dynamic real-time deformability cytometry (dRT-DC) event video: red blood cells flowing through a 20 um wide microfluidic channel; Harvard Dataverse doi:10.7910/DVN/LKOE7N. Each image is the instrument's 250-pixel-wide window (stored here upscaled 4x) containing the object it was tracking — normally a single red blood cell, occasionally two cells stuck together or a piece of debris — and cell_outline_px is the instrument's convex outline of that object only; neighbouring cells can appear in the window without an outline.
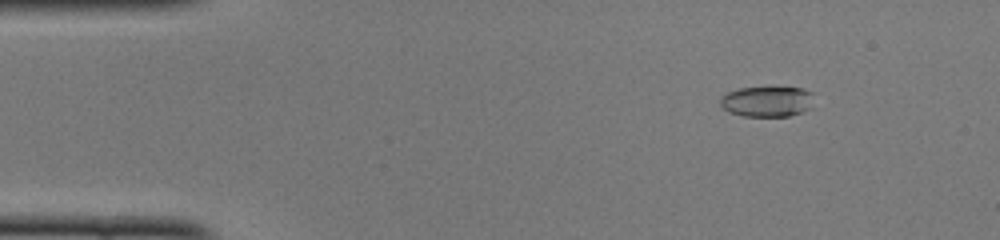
{"species": "common noctule bat (a hibernating species)", "species_latin": "Nyctalus noctula", "temperature_condition": "cold", "stored_images_in_passage": 35, "camera_frame_rate_fps": 3000, "um_per_image_px": 0.085, "animal": {"sex": "female", "body_mass_g": 22.0, "forearm_length_mm": 56.7}, "frame": {"image": 1, "passage_image": 1, "time_ms": 0.0, "image_size_px": [1000, 240], "cell_outline_px": [[812, 108], [788, 116], [744, 116], [728, 112], [720, 104], [720, 100], [728, 92], [740, 88], [804, 88], [812, 92]], "centroid_in_image_um": [65.22, 8.63], "position_along_channel_um": 19.8, "area_um2": 16.47}}
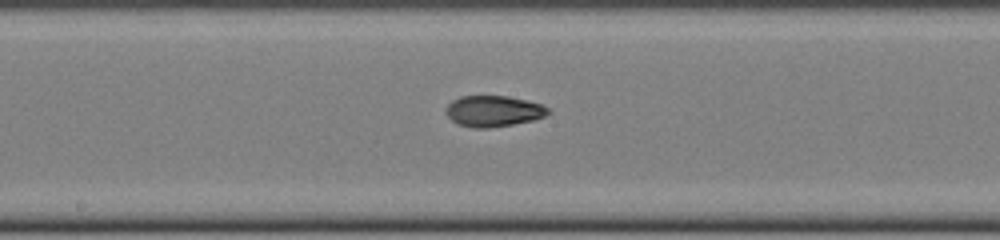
{"frame": {"image": 2, "passage_image": 21, "time_ms": 6.667, "image_size_px": [1000, 240], "cell_outline_px": [[552, 112], [544, 116], [532, 120], [512, 124], [488, 128], [472, 128], [456, 124], [444, 112], [444, 108], [452, 100], [460, 96], [508, 96], [528, 100], [540, 104], [548, 108]], "centroid_in_image_um": [41.9, 9.44], "position_along_channel_um": 206.3, "area_um2": 18.61}}
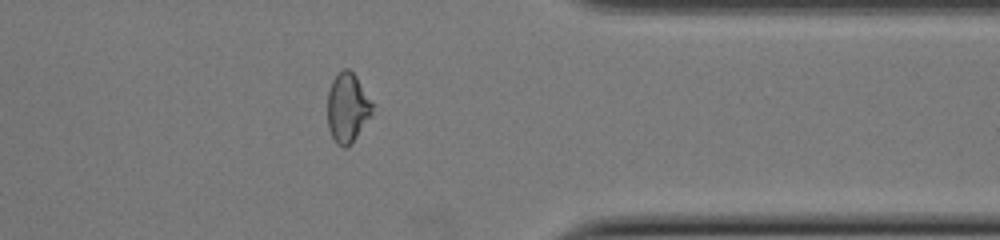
{"frame": {"image": 3, "passage_image": 35, "time_ms": 11.333, "image_size_px": [1000, 240], "cell_outline_px": [[376, 104], [372, 116], [352, 144], [348, 148], [344, 148], [336, 144], [328, 128], [328, 92], [332, 80], [344, 68], [348, 68], [356, 76]], "centroid_in_image_um": [29.59, 9.19], "position_along_channel_um": 381.8, "area_um2": 18.73}, "authors_computed_cell_mechanics": {"area_um2": 18.0336, "velocity_mm_per_s": 3.9993, "shape_relaxation_time_tau1_ms": null, "shape_relaxation_time_tau2_ms": 1.958, "deformation_change_tau1": null, "deformation_change_tau2": 0.0672}}